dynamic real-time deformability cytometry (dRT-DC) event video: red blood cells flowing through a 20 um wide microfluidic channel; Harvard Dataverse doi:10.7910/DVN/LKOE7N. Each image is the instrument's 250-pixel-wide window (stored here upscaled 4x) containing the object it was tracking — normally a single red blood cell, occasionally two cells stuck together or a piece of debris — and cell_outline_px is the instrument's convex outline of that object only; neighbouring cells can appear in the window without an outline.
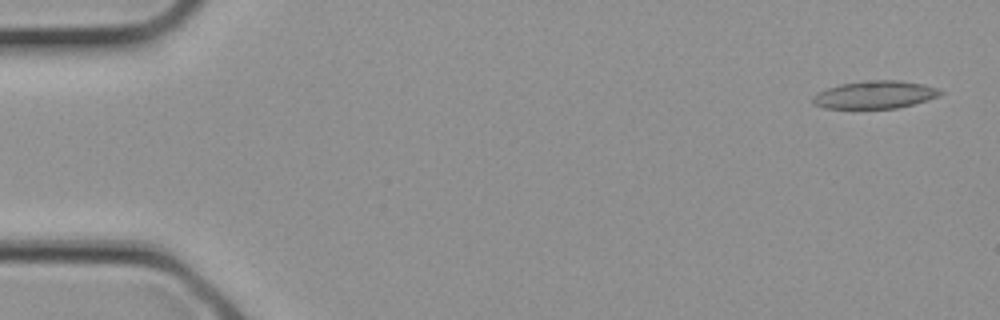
{"species": "common noctule bat (a hibernating species)", "species_latin": "Nyctalus noctula", "temperature_condition": "cold", "stored_images_in_passage": 15, "camera_frame_rate_fps": 3000, "um_per_image_px": 0.085, "animal": {"sex": "female", "body_mass_g": 21.9}, "frame": {"image": 1, "passage_image": 1, "time_ms": 0.0, "image_size_px": [1000, 320], "cell_outline_px": [[944, 92], [940, 96], [928, 100], [896, 108], [824, 108], [812, 104], [812, 96], [816, 92], [840, 84], [864, 80], [900, 80], [924, 84], [936, 88]], "centroid_in_image_um": [74.35, 8.04], "position_along_channel_um": 10.7, "area_um2": 20.75}}
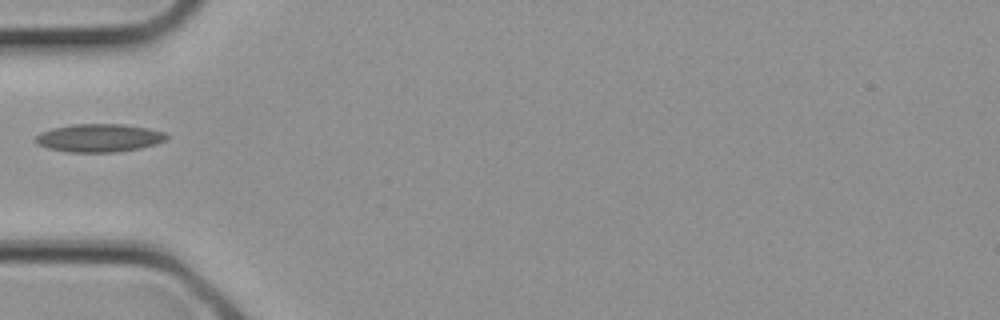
{"frame": {"image": 2, "passage_image": 9, "time_ms": 2.667, "image_size_px": [1000, 320], "cell_outline_px": [[168, 140], [156, 144], [140, 148], [116, 152], [68, 152], [48, 148], [36, 144], [32, 140], [40, 132], [52, 128], [72, 124], [124, 124], [148, 128], [164, 132], [168, 136]], "centroid_in_image_um": [8.41, 11.72], "position_along_channel_um": 76.6, "area_um2": 21.68}}
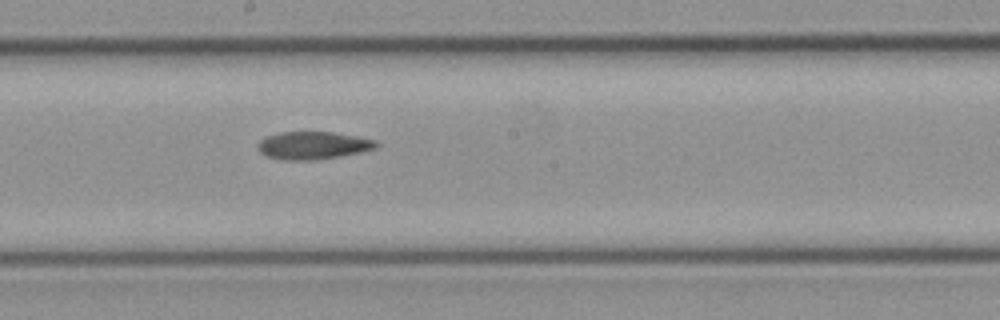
{"frame": {"image": 3, "passage_image": 15, "time_ms": 4.667, "image_size_px": [1000, 320], "cell_outline_px": [[380, 144], [376, 148], [360, 152], [340, 156], [316, 160], [280, 160], [268, 156], [260, 152], [256, 148], [256, 144], [260, 140], [268, 136], [280, 132], [332, 132], [356, 136], [376, 140]], "centroid_in_image_um": [26.6, 12.36], "position_along_channel_um": 221.6, "area_um2": 19.19}}